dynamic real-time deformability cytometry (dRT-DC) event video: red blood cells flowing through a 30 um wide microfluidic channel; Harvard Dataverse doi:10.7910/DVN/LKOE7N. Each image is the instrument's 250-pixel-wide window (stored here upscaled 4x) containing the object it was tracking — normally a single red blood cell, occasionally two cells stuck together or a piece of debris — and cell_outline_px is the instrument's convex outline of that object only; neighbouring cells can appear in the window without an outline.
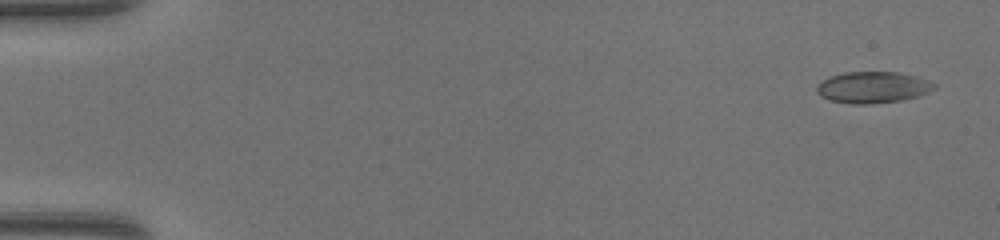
{"species": "common noctule bat (a hibernating species)", "species_latin": "Nyctalus noctula", "temperature_condition": "warm", "stored_images_in_passage": 48, "camera_frame_rate_fps": 3000, "um_per_image_px": 0.085, "animal": {"sex": "female", "body_mass_g": 17.0, "forearm_length_mm": 48.0}, "frame": {"image": 1, "passage_image": 2, "time_ms": 0.333, "image_size_px": [1000, 240], "cell_outline_px": [[936, 88], [920, 96], [904, 100], [868, 104], [852, 104], [828, 100], [820, 96], [816, 92], [816, 88], [828, 76], [844, 72], [900, 72], [916, 76], [928, 80], [936, 84]], "centroid_in_image_um": [74.2, 7.43], "position_along_channel_um": 10.8, "area_um2": 21.73}}
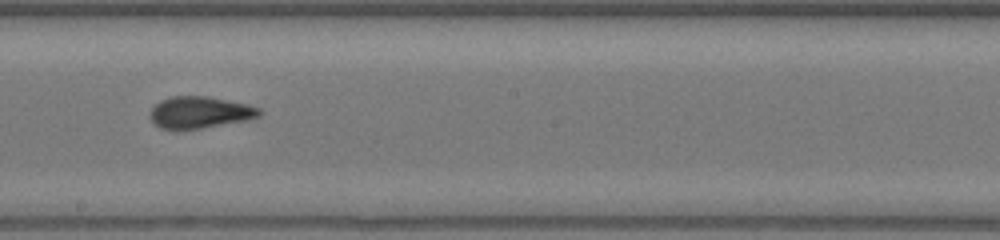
{"frame": {"image": 2, "passage_image": 28, "time_ms": 9.0, "image_size_px": [1000, 240], "cell_outline_px": [[264, 112], [260, 116], [244, 120], [200, 128], [160, 128], [152, 120], [152, 108], [160, 100], [172, 96], [208, 96], [248, 104], [260, 108]], "centroid_in_image_um": [17.04, 9.52], "position_along_channel_um": 231.2, "area_um2": 19.77}}
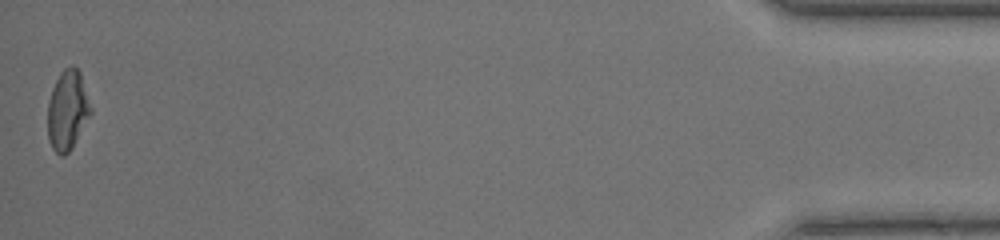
{"frame": {"image": 3, "passage_image": 48, "time_ms": 15.667, "image_size_px": [1000, 240], "cell_outline_px": [[92, 112], [72, 148], [64, 156], [60, 156], [52, 148], [48, 140], [48, 100], [52, 88], [60, 72], [64, 68], [72, 64], [80, 72], [92, 108]], "centroid_in_image_um": [5.73, 9.36], "position_along_channel_um": 429.5, "area_um2": 20.11}, "authors_computed_cell_mechanics": {"area_um2": 20.3456, "velocity_mm_per_s": 4.3616, "shape_relaxation_time_tau1_ms": 7.4142, "shape_relaxation_time_tau2_ms": 1.796, "deformation_change_tau1": 0.2274, "deformation_change_tau2": 0.0803}}